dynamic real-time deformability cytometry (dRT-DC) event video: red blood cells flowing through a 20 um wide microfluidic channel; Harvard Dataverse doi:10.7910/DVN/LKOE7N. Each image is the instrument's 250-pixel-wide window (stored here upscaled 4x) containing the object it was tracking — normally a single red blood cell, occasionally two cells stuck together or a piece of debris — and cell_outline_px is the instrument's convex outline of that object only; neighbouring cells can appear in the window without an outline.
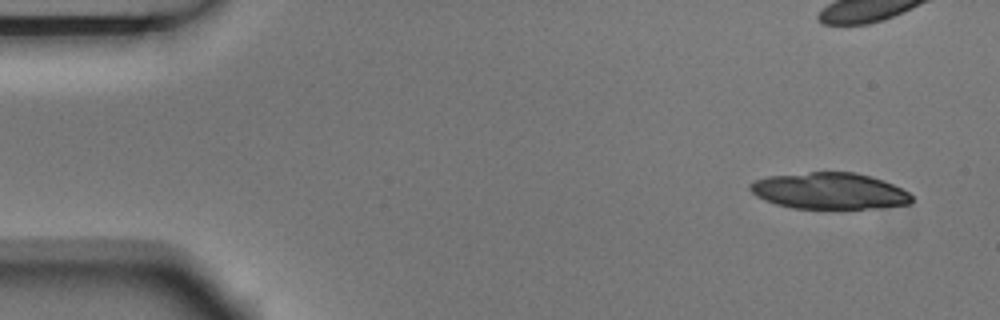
{"species": "Egyptian fruit bat (a non-hibernating species)", "species_latin": "Rousettus aegyptiacus", "temperature_condition": "room temperature", "stored_images_in_passage": 14, "camera_frame_rate_fps": 3000, "um_per_image_px": 0.085, "animal": {"sex": "male"}, "frame": {"image": 1, "passage_image": 1, "time_ms": 0.0, "image_size_px": [1000, 320], "cell_outline_px": [[912, 204], [864, 208], [792, 208], [776, 204], [764, 200], [756, 196], [748, 188], [748, 184], [752, 180], [768, 176], [812, 172], [856, 172], [872, 176], [884, 180], [908, 192], [912, 196]], "centroid_in_image_um": [70.46, 16.22], "position_along_channel_um": 14.5, "area_um2": 34.28}}
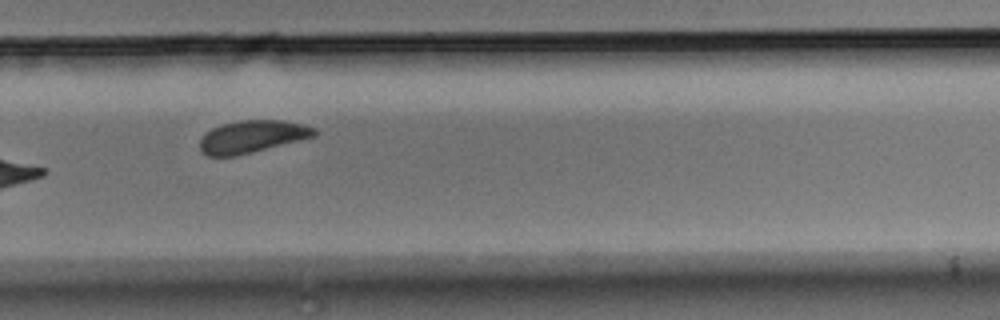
{"frame": {"image": 2, "passage_image": 10, "time_ms": 3.0, "image_size_px": [1000, 320], "cell_outline_px": [[316, 136], [236, 156], [208, 156], [200, 148], [200, 140], [212, 128], [220, 124], [240, 120], [280, 120], [304, 124], [316, 128]], "centroid_in_image_um": [21.45, 11.6], "position_along_channel_um": 308.3, "area_um2": 21.44}}
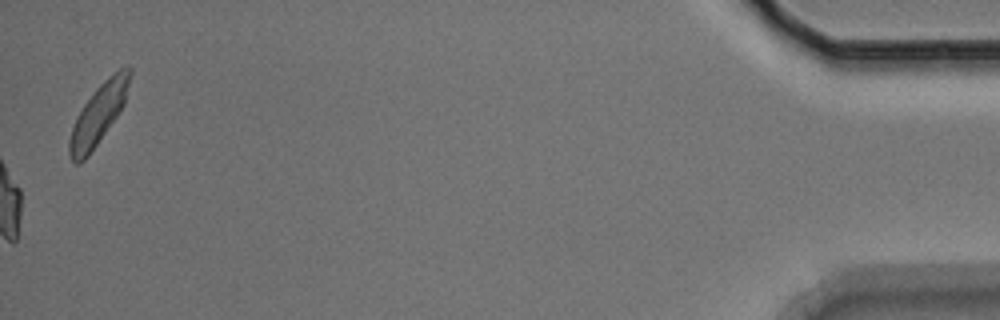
{"frame": {"image": 3, "passage_image": 14, "time_ms": 4.333, "image_size_px": [1000, 320], "cell_outline_px": [[132, 72], [124, 104], [116, 116], [88, 156], [80, 164], [76, 164], [72, 160], [68, 152], [68, 140], [76, 116], [84, 104], [96, 88], [108, 76], [124, 64], [132, 68]], "centroid_in_image_um": [8.37, 9.67], "position_along_channel_um": 426.8, "area_um2": 21.04}}